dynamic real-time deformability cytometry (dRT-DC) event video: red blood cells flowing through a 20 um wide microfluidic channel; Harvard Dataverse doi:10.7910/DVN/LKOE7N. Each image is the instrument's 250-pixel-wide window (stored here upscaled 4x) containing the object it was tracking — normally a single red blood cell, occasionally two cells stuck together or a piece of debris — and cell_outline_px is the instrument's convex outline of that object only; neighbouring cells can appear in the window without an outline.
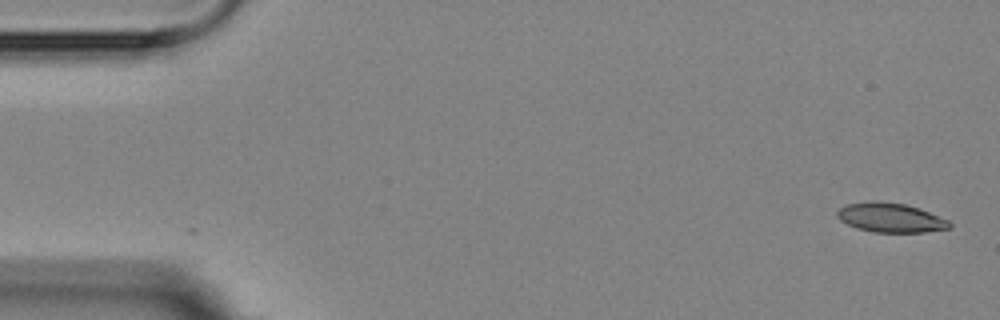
{"species": "Egyptian fruit bat (a non-hibernating species)", "species_latin": "Rousettus aegyptiacus", "temperature_condition": "room temperature", "stored_images_in_passage": 5, "camera_frame_rate_fps": 3000, "um_per_image_px": 0.085, "animal": {"sex": "female"}, "frame": {"image": 1, "passage_image": 1, "time_ms": 0.0, "image_size_px": [1000, 320], "cell_outline_px": [[952, 228], [924, 232], [872, 232], [856, 228], [840, 220], [836, 216], [836, 212], [844, 204], [872, 200], [876, 200], [904, 204], [920, 208], [948, 220], [952, 224]], "centroid_in_image_um": [75.68, 18.49], "position_along_channel_um": 9.3, "area_um2": 19.42}}
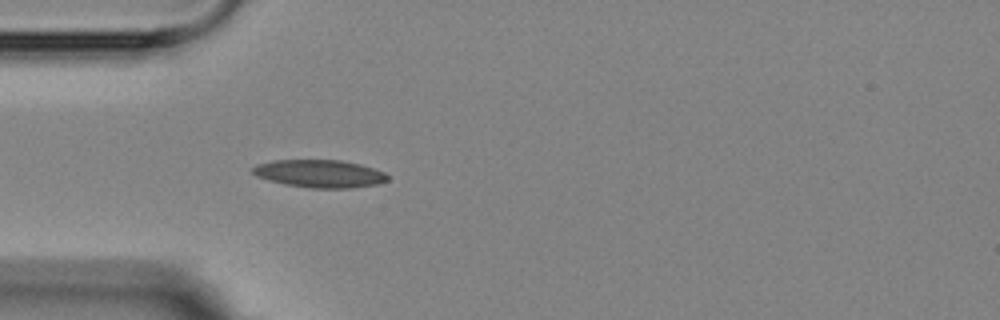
{"frame": {"image": 2, "passage_image": 5, "time_ms": 4.667, "image_size_px": [1000, 320], "cell_outline_px": [[388, 180], [376, 184], [348, 188], [312, 188], [284, 184], [256, 176], [252, 172], [252, 168], [256, 164], [272, 160], [340, 160], [360, 164], [384, 172], [388, 176]], "centroid_in_image_um": [27.14, 14.75], "position_along_channel_um": 57.9, "area_um2": 21.68}}